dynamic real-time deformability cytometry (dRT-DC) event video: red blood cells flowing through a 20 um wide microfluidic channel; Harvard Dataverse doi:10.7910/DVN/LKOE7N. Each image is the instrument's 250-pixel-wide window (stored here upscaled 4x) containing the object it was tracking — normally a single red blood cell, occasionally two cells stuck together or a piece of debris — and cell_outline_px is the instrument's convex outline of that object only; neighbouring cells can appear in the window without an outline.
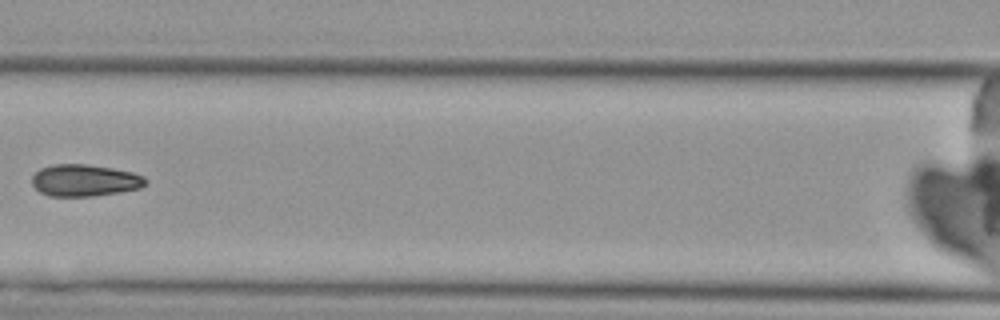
{"species": "Egyptian fruit bat (a non-hibernating species)", "species_latin": "Rousettus aegyptiacus", "temperature_condition": "cold", "stored_images_in_passage": 4, "camera_frame_rate_fps": 3000, "um_per_image_px": 0.085, "animal": {"sex": "female"}, "frame": {"image": 1, "passage_image": 4, "time_ms": 3.667, "image_size_px": [1000, 320], "cell_outline_px": [[148, 180], [140, 188], [92, 196], [48, 196], [40, 192], [32, 184], [32, 176], [40, 168], [52, 164], [88, 164], [112, 168], [132, 172], [144, 176]], "centroid_in_image_um": [7.17, 15.32], "position_along_channel_um": 159.4, "area_um2": 21.04}}